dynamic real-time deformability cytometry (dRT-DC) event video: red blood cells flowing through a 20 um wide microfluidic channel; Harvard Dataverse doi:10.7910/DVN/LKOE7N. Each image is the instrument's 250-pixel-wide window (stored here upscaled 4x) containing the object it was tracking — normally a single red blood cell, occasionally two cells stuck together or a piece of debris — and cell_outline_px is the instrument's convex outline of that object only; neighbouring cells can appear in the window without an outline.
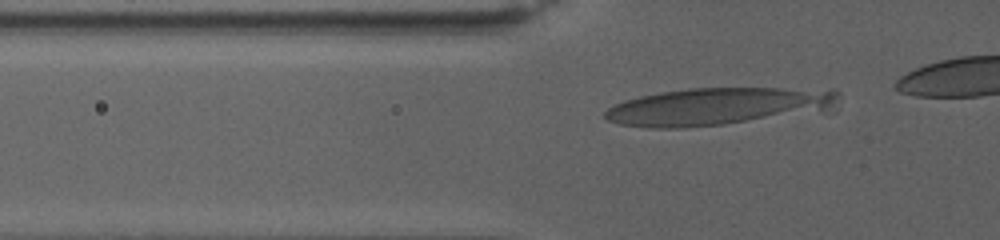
{"species": "human", "species_latin": "Homo sapiens", "temperature_condition": "warm", "stored_images_in_passage": 5, "camera_frame_rate_fps": 3000, "um_per_image_px": 0.085, "donor": {"sex": "female"}, "frame": {"image": 1, "passage_image": 4, "time_ms": 1.0, "image_size_px": [1000, 240], "cell_outline_px": [[840, 108], [836, 112], [720, 124], [680, 128], [648, 128], [620, 124], [608, 120], [604, 116], [604, 112], [608, 108], [624, 100], [640, 96], [660, 92], [688, 88], [832, 88], [840, 92]], "centroid_in_image_um": [61.3, 9.04], "position_along_channel_um": 64.5, "area_um2": 52.48}}